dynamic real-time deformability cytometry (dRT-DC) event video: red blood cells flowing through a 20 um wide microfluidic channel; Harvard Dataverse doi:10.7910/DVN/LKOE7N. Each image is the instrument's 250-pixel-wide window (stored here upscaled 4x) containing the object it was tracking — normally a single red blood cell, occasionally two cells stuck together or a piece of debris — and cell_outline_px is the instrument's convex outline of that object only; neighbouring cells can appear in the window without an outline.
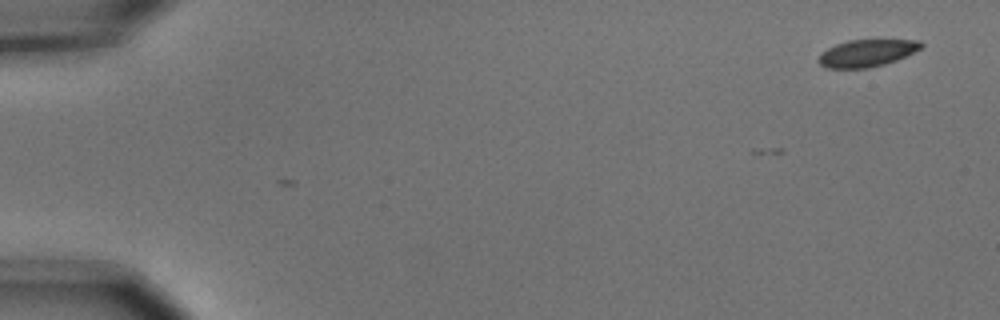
{"species": "common noctule bat (a hibernating species)", "species_latin": "Nyctalus noctula", "temperature_condition": "cold", "stored_images_in_passage": 5, "camera_frame_rate_fps": 3000, "um_per_image_px": 0.085, "animal": {"sex": "male", "body_mass_g": 15.6}, "frame": {"image": 1, "passage_image": 1, "time_ms": 0.0, "image_size_px": [1000, 320], "cell_outline_px": [[924, 44], [920, 48], [896, 60], [884, 64], [868, 68], [828, 68], [820, 64], [816, 60], [820, 52], [836, 44], [848, 40], [920, 40]], "centroid_in_image_um": [73.63, 4.51], "position_along_channel_um": 11.4, "area_um2": 16.13}}